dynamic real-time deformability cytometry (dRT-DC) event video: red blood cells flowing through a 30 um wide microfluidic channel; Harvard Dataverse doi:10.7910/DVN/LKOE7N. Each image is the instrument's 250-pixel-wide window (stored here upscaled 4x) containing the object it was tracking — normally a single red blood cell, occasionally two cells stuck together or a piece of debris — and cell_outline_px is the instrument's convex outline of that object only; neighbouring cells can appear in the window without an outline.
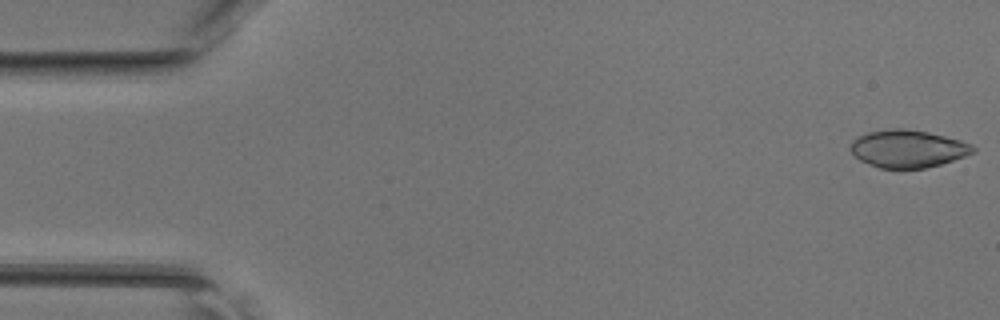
{"species": "common noctule bat (a hibernating species)", "species_latin": "Nyctalus noctula", "temperature_condition": "room temperature", "stored_images_in_passage": 45, "camera_frame_rate_fps": 3000, "um_per_image_px": 0.085, "animal": {"sex": "female", "body_mass_g": 17.0, "forearm_length_mm": 48.0}, "frame": {"image": 1, "passage_image": 1, "time_ms": 0.0, "image_size_px": [1000, 320], "cell_outline_px": [[976, 152], [940, 164], [924, 168], [880, 168], [868, 164], [860, 160], [848, 148], [852, 140], [856, 136], [868, 132], [888, 128], [904, 128], [928, 132], [960, 140], [972, 144], [976, 148]], "centroid_in_image_um": [77.14, 12.63], "position_along_channel_um": 7.9, "area_um2": 26.93}}
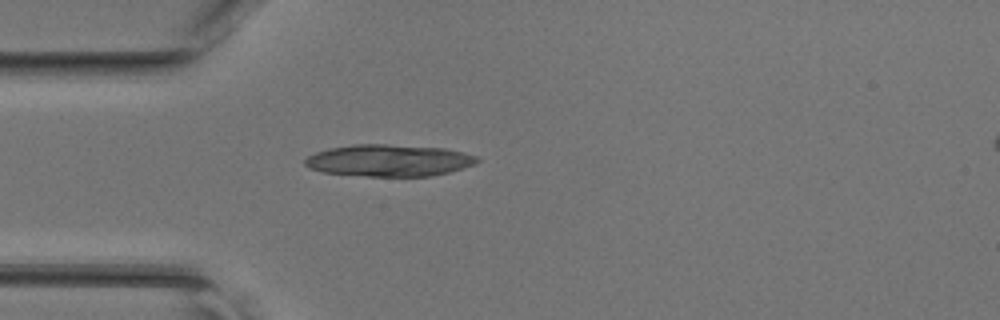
{"frame": {"image": 2, "passage_image": 13, "time_ms": 4.0, "image_size_px": [1000, 320], "cell_outline_px": [[480, 160], [476, 164], [448, 172], [432, 176], [368, 176], [324, 172], [308, 168], [304, 164], [304, 160], [308, 156], [316, 152], [328, 148], [352, 144], [388, 144], [444, 148], [476, 156]], "centroid_in_image_um": [33.04, 13.63], "position_along_channel_um": 52.0, "area_um2": 31.91}}